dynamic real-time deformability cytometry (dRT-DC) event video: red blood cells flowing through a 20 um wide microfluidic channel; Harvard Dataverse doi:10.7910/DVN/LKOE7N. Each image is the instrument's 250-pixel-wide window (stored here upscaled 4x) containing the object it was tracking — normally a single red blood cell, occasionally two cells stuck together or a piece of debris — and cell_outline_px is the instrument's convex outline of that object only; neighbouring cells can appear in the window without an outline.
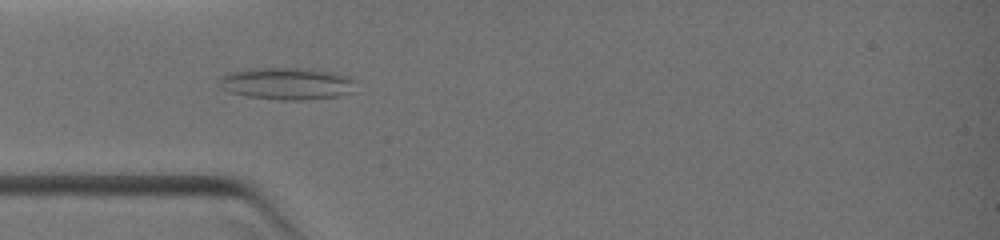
{"species": "common noctule bat (a hibernating species)", "species_latin": "Nyctalus noctula", "temperature_condition": "warm", "stored_images_in_passage": 14, "camera_frame_rate_fps": 3000, "um_per_image_px": 0.085, "animal": {"sex": "female", "body_mass_g": 19.0, "forearm_length_mm": 51.5}, "frame": {"image": 1, "passage_image": 7, "time_ms": 3.333, "image_size_px": [1000, 240], "cell_outline_px": [[352, 92], [336, 96], [304, 100], [280, 100], [248, 96], [232, 92], [224, 88], [220, 80], [228, 72], [248, 68], [308, 68], [340, 72], [348, 76], [352, 80]], "centroid_in_image_um": [24.43, 7.08], "position_along_channel_um": 60.6, "area_um2": 25.32}}
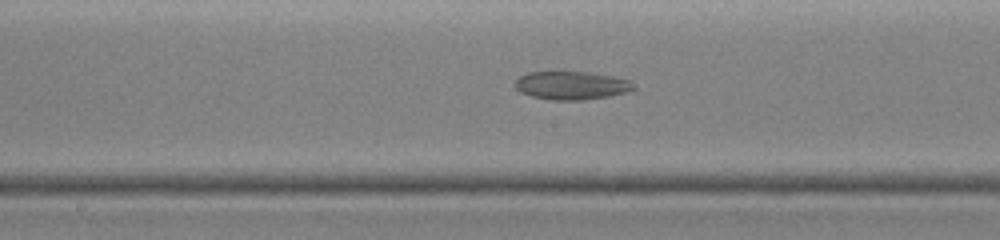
{"frame": {"image": 2, "passage_image": 12, "time_ms": 6.0, "image_size_px": [1000, 240], "cell_outline_px": [[636, 88], [624, 92], [608, 96], [584, 100], [552, 100], [532, 96], [520, 92], [516, 88], [516, 80], [520, 76], [528, 72], [560, 68], [592, 72], [632, 80], [636, 84]], "centroid_in_image_um": [48.57, 7.2], "position_along_channel_um": 199.6, "area_um2": 20.46}}
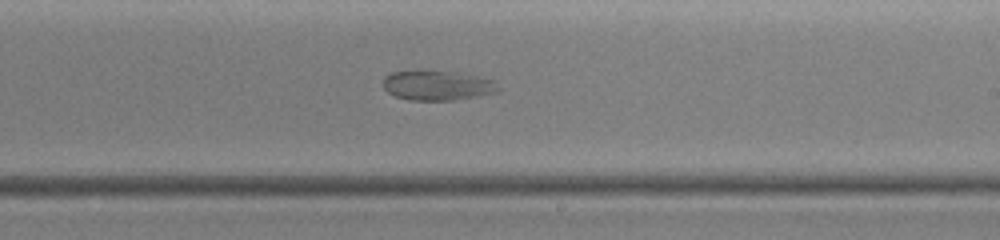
{"frame": {"image": 3, "passage_image": 14, "time_ms": 7.0, "image_size_px": [1000, 240], "cell_outline_px": [[500, 92], [480, 96], [456, 100], [408, 100], [396, 96], [388, 92], [380, 84], [384, 76], [392, 72], [416, 68], [424, 68], [460, 72], [480, 76], [496, 80], [500, 88]], "centroid_in_image_um": [37.18, 7.21], "position_along_channel_um": 251.8, "area_um2": 21.27}}